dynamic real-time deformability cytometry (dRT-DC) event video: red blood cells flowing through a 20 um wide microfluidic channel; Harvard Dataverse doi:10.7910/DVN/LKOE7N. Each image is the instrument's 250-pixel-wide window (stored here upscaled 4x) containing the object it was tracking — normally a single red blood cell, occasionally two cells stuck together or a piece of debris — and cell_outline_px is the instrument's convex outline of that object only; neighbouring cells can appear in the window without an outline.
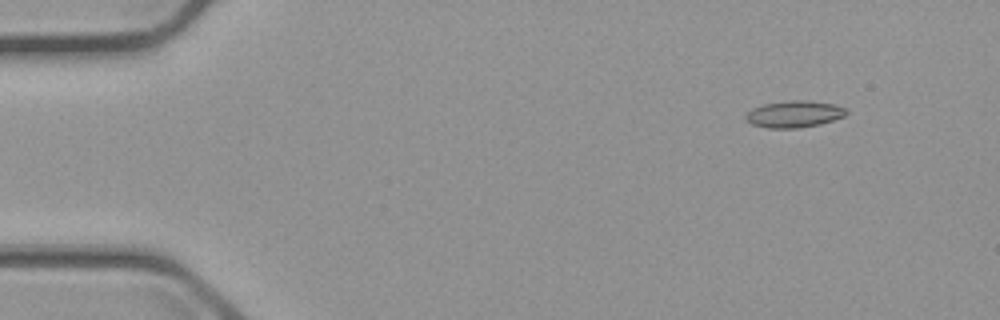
{"species": "common noctule bat (a hibernating species)", "species_latin": "Nyctalus noctula", "temperature_condition": "cold", "stored_images_in_passage": 6, "camera_frame_rate_fps": 3000, "um_per_image_px": 0.085, "animal": {"sex": "male", "body_mass_g": 23.1, "forearm_length_mm": 52.7}, "frame": {"image": 1, "passage_image": 2, "time_ms": 1.333, "image_size_px": [1000, 320], "cell_outline_px": [[848, 112], [844, 116], [820, 124], [800, 128], [768, 128], [752, 124], [744, 116], [752, 108], [764, 104], [792, 100], [808, 100], [836, 104], [844, 108]], "centroid_in_image_um": [67.52, 9.69], "position_along_channel_um": 17.5, "area_um2": 15.61}}
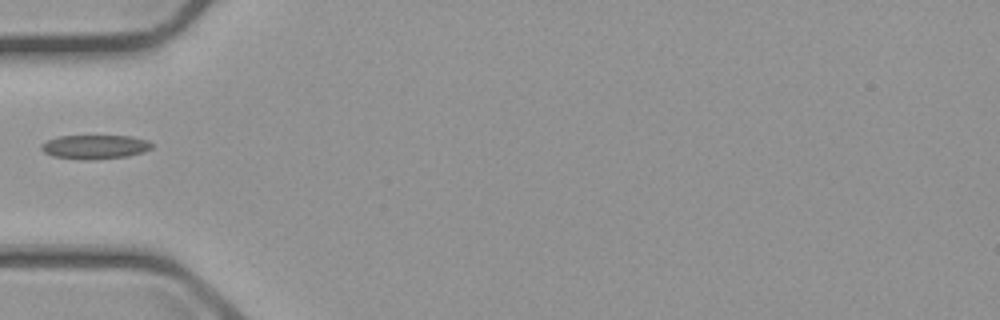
{"frame": {"image": 2, "passage_image": 5, "time_ms": 5.667, "image_size_px": [1000, 320], "cell_outline_px": [[152, 148], [144, 152], [128, 156], [92, 160], [80, 160], [52, 156], [44, 152], [40, 148], [40, 144], [48, 140], [60, 136], [132, 136], [148, 140], [152, 144]], "centroid_in_image_um": [8.07, 12.49], "position_along_channel_um": 76.9, "area_um2": 15.66}}
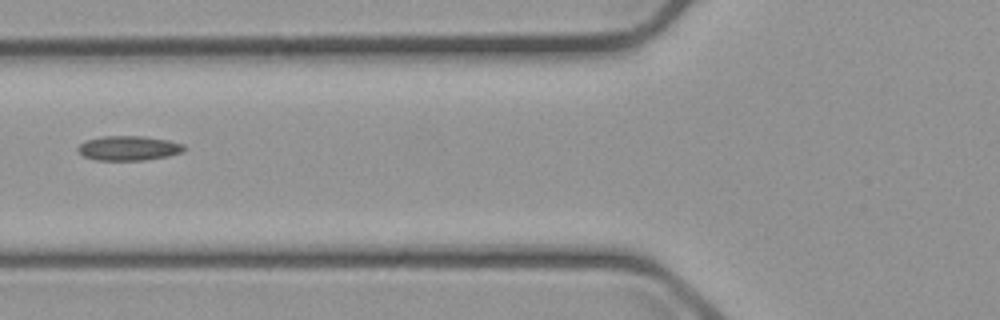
{"frame": {"image": 3, "passage_image": 6, "time_ms": 6.667, "image_size_px": [1000, 320], "cell_outline_px": [[184, 152], [168, 156], [144, 160], [96, 160], [84, 156], [76, 148], [84, 140], [100, 136], [144, 136], [168, 140], [184, 144]], "centroid_in_image_um": [10.93, 12.58], "position_along_channel_um": 114.9, "area_um2": 15.32}}